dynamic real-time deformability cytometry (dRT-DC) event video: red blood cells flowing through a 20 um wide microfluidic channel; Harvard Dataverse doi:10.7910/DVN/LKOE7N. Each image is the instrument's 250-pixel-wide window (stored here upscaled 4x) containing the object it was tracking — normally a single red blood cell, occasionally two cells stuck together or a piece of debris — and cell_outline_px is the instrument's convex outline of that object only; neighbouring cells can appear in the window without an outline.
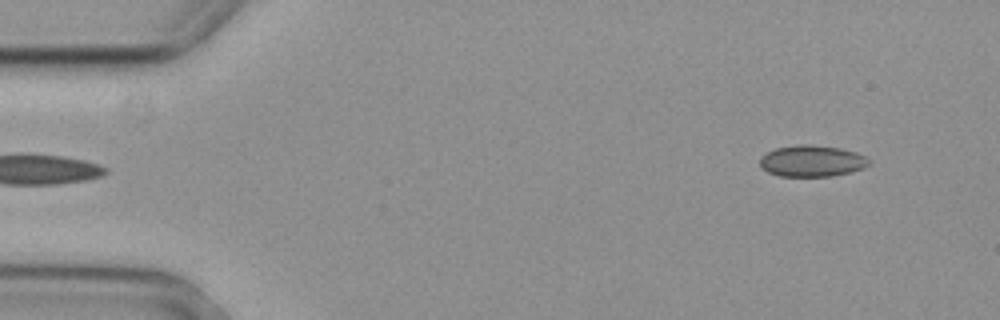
{"species": "common noctule bat (a hibernating species)", "species_latin": "Nyctalus noctula", "temperature_condition": "cold", "stored_images_in_passage": 6, "camera_frame_rate_fps": 3000, "um_per_image_px": 0.085, "animal": {"sex": "female", "body_mass_g": 29.2, "forearm_length_mm": 56.3}, "frame": {"image": 1, "passage_image": 6, "time_ms": 1.667, "image_size_px": [1000, 320], "cell_outline_px": [[872, 164], [864, 168], [832, 176], [780, 176], [768, 172], [760, 168], [760, 156], [776, 148], [800, 144], [808, 144], [840, 148], [856, 152], [872, 160]], "centroid_in_image_um": [69.03, 13.68], "position_along_channel_um": 16.0, "area_um2": 20.06}}